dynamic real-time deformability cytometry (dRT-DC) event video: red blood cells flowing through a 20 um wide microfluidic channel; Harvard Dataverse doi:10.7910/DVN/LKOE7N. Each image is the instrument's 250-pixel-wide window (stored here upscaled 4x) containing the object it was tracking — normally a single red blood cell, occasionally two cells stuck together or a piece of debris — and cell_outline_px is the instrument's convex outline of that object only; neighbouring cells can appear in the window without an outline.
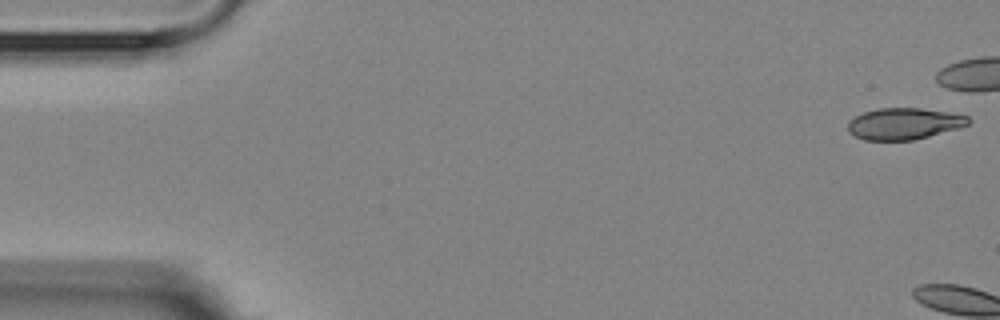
{"species": "Egyptian fruit bat (a non-hibernating species)", "species_latin": "Rousettus aegyptiacus", "temperature_condition": "room temperature", "stored_images_in_passage": 5, "camera_frame_rate_fps": 3000, "um_per_image_px": 0.085, "animal": {"sex": "female"}, "frame": {"image": 1, "passage_image": 1, "time_ms": 0.0, "image_size_px": [1000, 320], "cell_outline_px": [[972, 120], [968, 124], [960, 128], [912, 140], [864, 140], [848, 132], [848, 120], [864, 112], [880, 108], [920, 108], [948, 112], [968, 116]], "centroid_in_image_um": [76.85, 10.51], "position_along_channel_um": 8.2, "area_um2": 22.08}}